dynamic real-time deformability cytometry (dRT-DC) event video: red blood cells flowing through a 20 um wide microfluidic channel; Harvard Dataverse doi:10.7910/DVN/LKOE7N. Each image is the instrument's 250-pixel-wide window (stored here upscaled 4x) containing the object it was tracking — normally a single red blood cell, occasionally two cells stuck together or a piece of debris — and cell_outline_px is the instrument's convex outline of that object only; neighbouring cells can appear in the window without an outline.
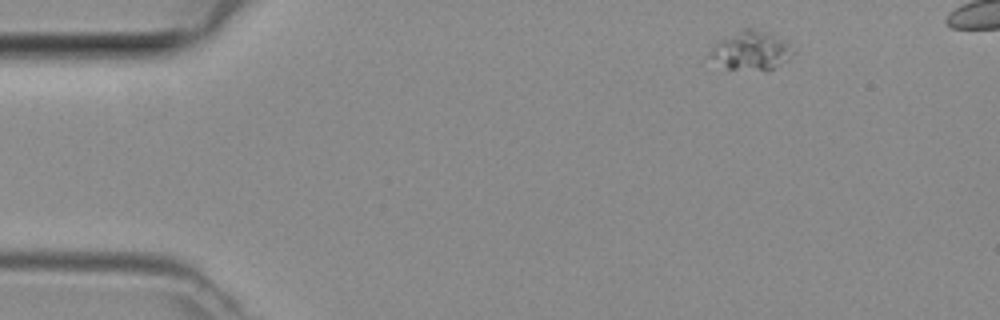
{"species": "common noctule bat (a hibernating species)", "species_latin": "Nyctalus noctula", "temperature_condition": "room temperature", "stored_images_in_passage": 4, "camera_frame_rate_fps": 3000, "um_per_image_px": 0.085, "animal": {"sex": "female", "body_mass_g": 29.2, "forearm_length_mm": 56.3}, "frame": {"image": 1, "passage_image": 1, "time_ms": 0.0, "image_size_px": [1000, 320], "cell_outline_px": [[796, 52], [788, 60], [772, 68], [728, 68], [712, 56], [708, 52], [720, 40], [740, 28], [752, 28], [768, 32], [788, 44]], "centroid_in_image_um": [63.88, 4.24], "position_along_channel_um": 21.1, "area_um2": 17.92}}